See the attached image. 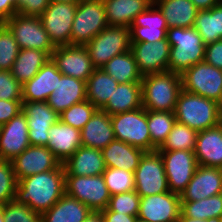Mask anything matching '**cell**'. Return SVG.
Returning a JSON list of instances; mask_svg holds the SVG:
<instances>
[{"label":"cell","instance_id":"d4e9b609","mask_svg":"<svg viewBox=\"0 0 222 222\" xmlns=\"http://www.w3.org/2000/svg\"><path fill=\"white\" fill-rule=\"evenodd\" d=\"M84 100H87L86 82L62 74L47 103L59 115L72 105Z\"/></svg>","mask_w":222,"mask_h":222},{"label":"cell","instance_id":"d6a6232c","mask_svg":"<svg viewBox=\"0 0 222 222\" xmlns=\"http://www.w3.org/2000/svg\"><path fill=\"white\" fill-rule=\"evenodd\" d=\"M49 59H51V55L48 52L37 49H20L11 69L12 75L23 85L32 79Z\"/></svg>","mask_w":222,"mask_h":222},{"label":"cell","instance_id":"7c38bea8","mask_svg":"<svg viewBox=\"0 0 222 222\" xmlns=\"http://www.w3.org/2000/svg\"><path fill=\"white\" fill-rule=\"evenodd\" d=\"M76 9L77 3L49 2L47 9L40 16L43 27L55 47L70 45Z\"/></svg>","mask_w":222,"mask_h":222},{"label":"cell","instance_id":"603a6c76","mask_svg":"<svg viewBox=\"0 0 222 222\" xmlns=\"http://www.w3.org/2000/svg\"><path fill=\"white\" fill-rule=\"evenodd\" d=\"M46 147L63 164L82 146L81 131L58 120L48 131Z\"/></svg>","mask_w":222,"mask_h":222},{"label":"cell","instance_id":"8992f818","mask_svg":"<svg viewBox=\"0 0 222 222\" xmlns=\"http://www.w3.org/2000/svg\"><path fill=\"white\" fill-rule=\"evenodd\" d=\"M96 69L102 68L114 56L130 50V28L107 26L84 45Z\"/></svg>","mask_w":222,"mask_h":222},{"label":"cell","instance_id":"f6af8a7d","mask_svg":"<svg viewBox=\"0 0 222 222\" xmlns=\"http://www.w3.org/2000/svg\"><path fill=\"white\" fill-rule=\"evenodd\" d=\"M17 182L12 162L0 159V205L14 200Z\"/></svg>","mask_w":222,"mask_h":222},{"label":"cell","instance_id":"83f0119b","mask_svg":"<svg viewBox=\"0 0 222 222\" xmlns=\"http://www.w3.org/2000/svg\"><path fill=\"white\" fill-rule=\"evenodd\" d=\"M101 151L106 168L124 169L133 173L145 153L142 149L116 139Z\"/></svg>","mask_w":222,"mask_h":222},{"label":"cell","instance_id":"681fc988","mask_svg":"<svg viewBox=\"0 0 222 222\" xmlns=\"http://www.w3.org/2000/svg\"><path fill=\"white\" fill-rule=\"evenodd\" d=\"M22 111V100H0V126Z\"/></svg>","mask_w":222,"mask_h":222},{"label":"cell","instance_id":"d6986e66","mask_svg":"<svg viewBox=\"0 0 222 222\" xmlns=\"http://www.w3.org/2000/svg\"><path fill=\"white\" fill-rule=\"evenodd\" d=\"M28 130L23 111L0 126V159L12 161L30 146Z\"/></svg>","mask_w":222,"mask_h":222},{"label":"cell","instance_id":"ac0fdd59","mask_svg":"<svg viewBox=\"0 0 222 222\" xmlns=\"http://www.w3.org/2000/svg\"><path fill=\"white\" fill-rule=\"evenodd\" d=\"M11 162L17 180L57 169L61 165L47 147L37 145H30Z\"/></svg>","mask_w":222,"mask_h":222},{"label":"cell","instance_id":"ee69618b","mask_svg":"<svg viewBox=\"0 0 222 222\" xmlns=\"http://www.w3.org/2000/svg\"><path fill=\"white\" fill-rule=\"evenodd\" d=\"M140 199L135 190L114 194L110 197L107 208L110 211L138 217Z\"/></svg>","mask_w":222,"mask_h":222},{"label":"cell","instance_id":"e575fe53","mask_svg":"<svg viewBox=\"0 0 222 222\" xmlns=\"http://www.w3.org/2000/svg\"><path fill=\"white\" fill-rule=\"evenodd\" d=\"M118 82L101 68L95 69L86 81V98L97 109H102L114 93Z\"/></svg>","mask_w":222,"mask_h":222},{"label":"cell","instance_id":"11a10c76","mask_svg":"<svg viewBox=\"0 0 222 222\" xmlns=\"http://www.w3.org/2000/svg\"><path fill=\"white\" fill-rule=\"evenodd\" d=\"M177 222H214L212 220H202V219H192L189 217H185L180 213L179 219L177 220Z\"/></svg>","mask_w":222,"mask_h":222},{"label":"cell","instance_id":"30bf717a","mask_svg":"<svg viewBox=\"0 0 222 222\" xmlns=\"http://www.w3.org/2000/svg\"><path fill=\"white\" fill-rule=\"evenodd\" d=\"M135 191L140 197L169 191L164 163L160 153L145 152L134 171Z\"/></svg>","mask_w":222,"mask_h":222},{"label":"cell","instance_id":"d590c367","mask_svg":"<svg viewBox=\"0 0 222 222\" xmlns=\"http://www.w3.org/2000/svg\"><path fill=\"white\" fill-rule=\"evenodd\" d=\"M193 27L205 45L222 39V1L209 10H198Z\"/></svg>","mask_w":222,"mask_h":222},{"label":"cell","instance_id":"9c48e42d","mask_svg":"<svg viewBox=\"0 0 222 222\" xmlns=\"http://www.w3.org/2000/svg\"><path fill=\"white\" fill-rule=\"evenodd\" d=\"M4 24L12 32L19 49H37L48 52L50 55L55 50L40 17L17 13Z\"/></svg>","mask_w":222,"mask_h":222},{"label":"cell","instance_id":"e0dca14e","mask_svg":"<svg viewBox=\"0 0 222 222\" xmlns=\"http://www.w3.org/2000/svg\"><path fill=\"white\" fill-rule=\"evenodd\" d=\"M170 44L166 39L154 43L131 42L139 72L144 75L168 71Z\"/></svg>","mask_w":222,"mask_h":222},{"label":"cell","instance_id":"f907efd6","mask_svg":"<svg viewBox=\"0 0 222 222\" xmlns=\"http://www.w3.org/2000/svg\"><path fill=\"white\" fill-rule=\"evenodd\" d=\"M104 222H135V216H129L119 212L110 211L108 208L100 211Z\"/></svg>","mask_w":222,"mask_h":222},{"label":"cell","instance_id":"5b68a950","mask_svg":"<svg viewBox=\"0 0 222 222\" xmlns=\"http://www.w3.org/2000/svg\"><path fill=\"white\" fill-rule=\"evenodd\" d=\"M107 26L102 0L79 1L72 24L70 45L84 46Z\"/></svg>","mask_w":222,"mask_h":222},{"label":"cell","instance_id":"3957f363","mask_svg":"<svg viewBox=\"0 0 222 222\" xmlns=\"http://www.w3.org/2000/svg\"><path fill=\"white\" fill-rule=\"evenodd\" d=\"M142 105L149 111L174 112L182 79L170 71L144 75L141 81Z\"/></svg>","mask_w":222,"mask_h":222},{"label":"cell","instance_id":"4dcf8cb0","mask_svg":"<svg viewBox=\"0 0 222 222\" xmlns=\"http://www.w3.org/2000/svg\"><path fill=\"white\" fill-rule=\"evenodd\" d=\"M160 9L168 28H191L194 25L198 9L191 0H153Z\"/></svg>","mask_w":222,"mask_h":222},{"label":"cell","instance_id":"60d3db41","mask_svg":"<svg viewBox=\"0 0 222 222\" xmlns=\"http://www.w3.org/2000/svg\"><path fill=\"white\" fill-rule=\"evenodd\" d=\"M97 108L88 100L76 103L59 114V120L81 131Z\"/></svg>","mask_w":222,"mask_h":222},{"label":"cell","instance_id":"836d02e7","mask_svg":"<svg viewBox=\"0 0 222 222\" xmlns=\"http://www.w3.org/2000/svg\"><path fill=\"white\" fill-rule=\"evenodd\" d=\"M101 69L115 79L118 84L141 83L143 78L131 50L114 56Z\"/></svg>","mask_w":222,"mask_h":222},{"label":"cell","instance_id":"cb8c5ba5","mask_svg":"<svg viewBox=\"0 0 222 222\" xmlns=\"http://www.w3.org/2000/svg\"><path fill=\"white\" fill-rule=\"evenodd\" d=\"M194 153L198 165L222 169V126L220 124L197 133Z\"/></svg>","mask_w":222,"mask_h":222},{"label":"cell","instance_id":"2e32d148","mask_svg":"<svg viewBox=\"0 0 222 222\" xmlns=\"http://www.w3.org/2000/svg\"><path fill=\"white\" fill-rule=\"evenodd\" d=\"M180 210V195L168 191L141 197L138 217L148 222H177Z\"/></svg>","mask_w":222,"mask_h":222},{"label":"cell","instance_id":"6f0895ef","mask_svg":"<svg viewBox=\"0 0 222 222\" xmlns=\"http://www.w3.org/2000/svg\"><path fill=\"white\" fill-rule=\"evenodd\" d=\"M218 106H219L220 113H222V96L220 100L218 101Z\"/></svg>","mask_w":222,"mask_h":222},{"label":"cell","instance_id":"f35d334b","mask_svg":"<svg viewBox=\"0 0 222 222\" xmlns=\"http://www.w3.org/2000/svg\"><path fill=\"white\" fill-rule=\"evenodd\" d=\"M197 131L187 125L175 122L164 143L157 151L189 150L194 151Z\"/></svg>","mask_w":222,"mask_h":222},{"label":"cell","instance_id":"9a60e30c","mask_svg":"<svg viewBox=\"0 0 222 222\" xmlns=\"http://www.w3.org/2000/svg\"><path fill=\"white\" fill-rule=\"evenodd\" d=\"M22 111L27 119L30 145L46 147L48 131L59 120V115L47 101L22 102Z\"/></svg>","mask_w":222,"mask_h":222},{"label":"cell","instance_id":"9f6ffc18","mask_svg":"<svg viewBox=\"0 0 222 222\" xmlns=\"http://www.w3.org/2000/svg\"><path fill=\"white\" fill-rule=\"evenodd\" d=\"M50 2H69V3H78L81 0H49Z\"/></svg>","mask_w":222,"mask_h":222},{"label":"cell","instance_id":"74e56055","mask_svg":"<svg viewBox=\"0 0 222 222\" xmlns=\"http://www.w3.org/2000/svg\"><path fill=\"white\" fill-rule=\"evenodd\" d=\"M175 122L174 112L147 110V124L151 136V151L157 150L164 143Z\"/></svg>","mask_w":222,"mask_h":222},{"label":"cell","instance_id":"277c9868","mask_svg":"<svg viewBox=\"0 0 222 222\" xmlns=\"http://www.w3.org/2000/svg\"><path fill=\"white\" fill-rule=\"evenodd\" d=\"M174 114L177 122L197 132L220 124L218 102L183 89L178 95Z\"/></svg>","mask_w":222,"mask_h":222},{"label":"cell","instance_id":"f546056e","mask_svg":"<svg viewBox=\"0 0 222 222\" xmlns=\"http://www.w3.org/2000/svg\"><path fill=\"white\" fill-rule=\"evenodd\" d=\"M93 211L66 193L41 214L42 222H83Z\"/></svg>","mask_w":222,"mask_h":222},{"label":"cell","instance_id":"7a4b0ae2","mask_svg":"<svg viewBox=\"0 0 222 222\" xmlns=\"http://www.w3.org/2000/svg\"><path fill=\"white\" fill-rule=\"evenodd\" d=\"M170 57L168 71L182 75L188 68L204 61L205 44L194 27L168 28Z\"/></svg>","mask_w":222,"mask_h":222},{"label":"cell","instance_id":"94428289","mask_svg":"<svg viewBox=\"0 0 222 222\" xmlns=\"http://www.w3.org/2000/svg\"><path fill=\"white\" fill-rule=\"evenodd\" d=\"M220 125L222 126V113H220Z\"/></svg>","mask_w":222,"mask_h":222},{"label":"cell","instance_id":"f5cc1de1","mask_svg":"<svg viewBox=\"0 0 222 222\" xmlns=\"http://www.w3.org/2000/svg\"><path fill=\"white\" fill-rule=\"evenodd\" d=\"M198 10H209L221 2V0H191Z\"/></svg>","mask_w":222,"mask_h":222},{"label":"cell","instance_id":"680465c9","mask_svg":"<svg viewBox=\"0 0 222 222\" xmlns=\"http://www.w3.org/2000/svg\"><path fill=\"white\" fill-rule=\"evenodd\" d=\"M4 218H3V213H2V205H0V222H3Z\"/></svg>","mask_w":222,"mask_h":222},{"label":"cell","instance_id":"8fae6325","mask_svg":"<svg viewBox=\"0 0 222 222\" xmlns=\"http://www.w3.org/2000/svg\"><path fill=\"white\" fill-rule=\"evenodd\" d=\"M182 89L218 102L222 96V70L200 62L188 68L182 75Z\"/></svg>","mask_w":222,"mask_h":222},{"label":"cell","instance_id":"52a82bcc","mask_svg":"<svg viewBox=\"0 0 222 222\" xmlns=\"http://www.w3.org/2000/svg\"><path fill=\"white\" fill-rule=\"evenodd\" d=\"M111 122L116 140L126 142L145 152L151 151V136L145 108L111 115Z\"/></svg>","mask_w":222,"mask_h":222},{"label":"cell","instance_id":"91938a15","mask_svg":"<svg viewBox=\"0 0 222 222\" xmlns=\"http://www.w3.org/2000/svg\"><path fill=\"white\" fill-rule=\"evenodd\" d=\"M135 222H148V221L137 217Z\"/></svg>","mask_w":222,"mask_h":222},{"label":"cell","instance_id":"b9f144b4","mask_svg":"<svg viewBox=\"0 0 222 222\" xmlns=\"http://www.w3.org/2000/svg\"><path fill=\"white\" fill-rule=\"evenodd\" d=\"M19 50L12 32L4 23H0V70L11 71Z\"/></svg>","mask_w":222,"mask_h":222},{"label":"cell","instance_id":"f1b7e54d","mask_svg":"<svg viewBox=\"0 0 222 222\" xmlns=\"http://www.w3.org/2000/svg\"><path fill=\"white\" fill-rule=\"evenodd\" d=\"M109 26L129 28L134 18L146 11L153 0H102Z\"/></svg>","mask_w":222,"mask_h":222},{"label":"cell","instance_id":"7402d4cb","mask_svg":"<svg viewBox=\"0 0 222 222\" xmlns=\"http://www.w3.org/2000/svg\"><path fill=\"white\" fill-rule=\"evenodd\" d=\"M61 75L56 64L49 59L32 79L22 85V102L47 101Z\"/></svg>","mask_w":222,"mask_h":222},{"label":"cell","instance_id":"bcb514c9","mask_svg":"<svg viewBox=\"0 0 222 222\" xmlns=\"http://www.w3.org/2000/svg\"><path fill=\"white\" fill-rule=\"evenodd\" d=\"M0 100H22V85L9 70H0Z\"/></svg>","mask_w":222,"mask_h":222},{"label":"cell","instance_id":"816d5d0a","mask_svg":"<svg viewBox=\"0 0 222 222\" xmlns=\"http://www.w3.org/2000/svg\"><path fill=\"white\" fill-rule=\"evenodd\" d=\"M17 14L16 0H0V23Z\"/></svg>","mask_w":222,"mask_h":222},{"label":"cell","instance_id":"ab89813d","mask_svg":"<svg viewBox=\"0 0 222 222\" xmlns=\"http://www.w3.org/2000/svg\"><path fill=\"white\" fill-rule=\"evenodd\" d=\"M102 175L111 196L135 190L133 172L124 169L106 168Z\"/></svg>","mask_w":222,"mask_h":222},{"label":"cell","instance_id":"7dc6e473","mask_svg":"<svg viewBox=\"0 0 222 222\" xmlns=\"http://www.w3.org/2000/svg\"><path fill=\"white\" fill-rule=\"evenodd\" d=\"M49 0H16V11L22 15L40 17L49 5Z\"/></svg>","mask_w":222,"mask_h":222},{"label":"cell","instance_id":"6da1fadb","mask_svg":"<svg viewBox=\"0 0 222 222\" xmlns=\"http://www.w3.org/2000/svg\"><path fill=\"white\" fill-rule=\"evenodd\" d=\"M14 200L26 204L32 210L43 213L49 210L65 194V170L57 169L37 173L17 180Z\"/></svg>","mask_w":222,"mask_h":222},{"label":"cell","instance_id":"8d00e7d4","mask_svg":"<svg viewBox=\"0 0 222 222\" xmlns=\"http://www.w3.org/2000/svg\"><path fill=\"white\" fill-rule=\"evenodd\" d=\"M181 214L192 219H222V193L199 201H181Z\"/></svg>","mask_w":222,"mask_h":222},{"label":"cell","instance_id":"4fadbf2b","mask_svg":"<svg viewBox=\"0 0 222 222\" xmlns=\"http://www.w3.org/2000/svg\"><path fill=\"white\" fill-rule=\"evenodd\" d=\"M164 163L169 191L181 195L198 166L194 151H158Z\"/></svg>","mask_w":222,"mask_h":222},{"label":"cell","instance_id":"7bdbcfd3","mask_svg":"<svg viewBox=\"0 0 222 222\" xmlns=\"http://www.w3.org/2000/svg\"><path fill=\"white\" fill-rule=\"evenodd\" d=\"M3 222H42L41 213L15 200L2 205Z\"/></svg>","mask_w":222,"mask_h":222},{"label":"cell","instance_id":"db71d44e","mask_svg":"<svg viewBox=\"0 0 222 222\" xmlns=\"http://www.w3.org/2000/svg\"><path fill=\"white\" fill-rule=\"evenodd\" d=\"M83 222H104V220L100 212H92Z\"/></svg>","mask_w":222,"mask_h":222},{"label":"cell","instance_id":"ffe728a7","mask_svg":"<svg viewBox=\"0 0 222 222\" xmlns=\"http://www.w3.org/2000/svg\"><path fill=\"white\" fill-rule=\"evenodd\" d=\"M130 28V42L154 43L166 39L168 26L160 9L153 3L138 14Z\"/></svg>","mask_w":222,"mask_h":222},{"label":"cell","instance_id":"5bb4252c","mask_svg":"<svg viewBox=\"0 0 222 222\" xmlns=\"http://www.w3.org/2000/svg\"><path fill=\"white\" fill-rule=\"evenodd\" d=\"M51 59L63 75L85 82L96 69L86 47L81 45L56 46Z\"/></svg>","mask_w":222,"mask_h":222},{"label":"cell","instance_id":"4316f807","mask_svg":"<svg viewBox=\"0 0 222 222\" xmlns=\"http://www.w3.org/2000/svg\"><path fill=\"white\" fill-rule=\"evenodd\" d=\"M115 140L111 115L97 109L91 119L81 129L82 146L102 150Z\"/></svg>","mask_w":222,"mask_h":222},{"label":"cell","instance_id":"c3c4849f","mask_svg":"<svg viewBox=\"0 0 222 222\" xmlns=\"http://www.w3.org/2000/svg\"><path fill=\"white\" fill-rule=\"evenodd\" d=\"M204 62L222 70V39L206 44Z\"/></svg>","mask_w":222,"mask_h":222},{"label":"cell","instance_id":"ba28073f","mask_svg":"<svg viewBox=\"0 0 222 222\" xmlns=\"http://www.w3.org/2000/svg\"><path fill=\"white\" fill-rule=\"evenodd\" d=\"M65 193L84 203L93 212L106 209L111 197L103 175H65Z\"/></svg>","mask_w":222,"mask_h":222},{"label":"cell","instance_id":"484cf974","mask_svg":"<svg viewBox=\"0 0 222 222\" xmlns=\"http://www.w3.org/2000/svg\"><path fill=\"white\" fill-rule=\"evenodd\" d=\"M65 175L96 176L106 169L102 151L91 147H79L64 163Z\"/></svg>","mask_w":222,"mask_h":222},{"label":"cell","instance_id":"44dd1931","mask_svg":"<svg viewBox=\"0 0 222 222\" xmlns=\"http://www.w3.org/2000/svg\"><path fill=\"white\" fill-rule=\"evenodd\" d=\"M222 193V169L198 165L195 173L181 193V201H199Z\"/></svg>","mask_w":222,"mask_h":222},{"label":"cell","instance_id":"1f68e13d","mask_svg":"<svg viewBox=\"0 0 222 222\" xmlns=\"http://www.w3.org/2000/svg\"><path fill=\"white\" fill-rule=\"evenodd\" d=\"M143 107L141 83L118 84L112 97L102 108L110 115L133 111Z\"/></svg>","mask_w":222,"mask_h":222}]
</instances>
